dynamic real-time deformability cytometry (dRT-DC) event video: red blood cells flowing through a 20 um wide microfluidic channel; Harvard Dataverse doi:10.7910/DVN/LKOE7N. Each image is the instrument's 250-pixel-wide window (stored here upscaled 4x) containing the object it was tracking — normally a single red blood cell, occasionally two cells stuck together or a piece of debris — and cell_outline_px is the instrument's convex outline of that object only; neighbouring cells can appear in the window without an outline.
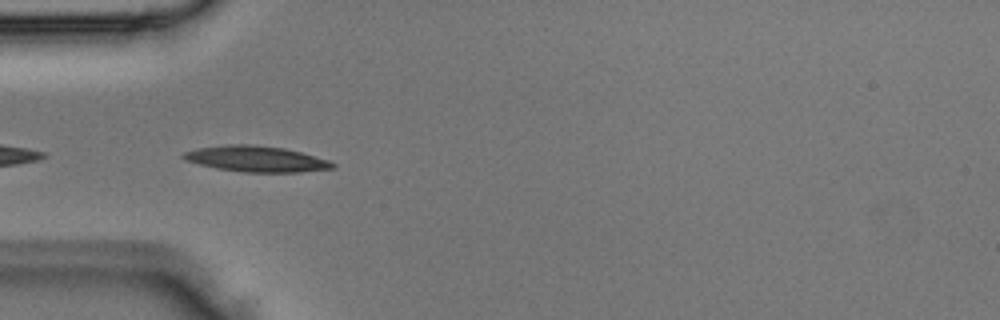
{"species": "Egyptian fruit bat (a non-hibernating species)", "species_latin": "Rousettus aegyptiacus", "temperature_condition": "room temperature", "stored_images_in_passage": 4, "camera_frame_rate_fps": 3000, "um_per_image_px": 0.085, "animal": {"sex": "male"}, "frame": {"image": 1, "passage_image": 4, "time_ms": 1.0, "image_size_px": [1000, 320], "cell_outline_px": [[336, 168], [296, 172], [244, 172], [216, 168], [184, 160], [180, 156], [184, 152], [196, 148], [232, 144], [248, 144], [284, 148], [300, 152], [328, 160], [336, 164]], "centroid_in_image_um": [21.76, 13.51], "position_along_channel_um": 63.2, "area_um2": 22.31}}